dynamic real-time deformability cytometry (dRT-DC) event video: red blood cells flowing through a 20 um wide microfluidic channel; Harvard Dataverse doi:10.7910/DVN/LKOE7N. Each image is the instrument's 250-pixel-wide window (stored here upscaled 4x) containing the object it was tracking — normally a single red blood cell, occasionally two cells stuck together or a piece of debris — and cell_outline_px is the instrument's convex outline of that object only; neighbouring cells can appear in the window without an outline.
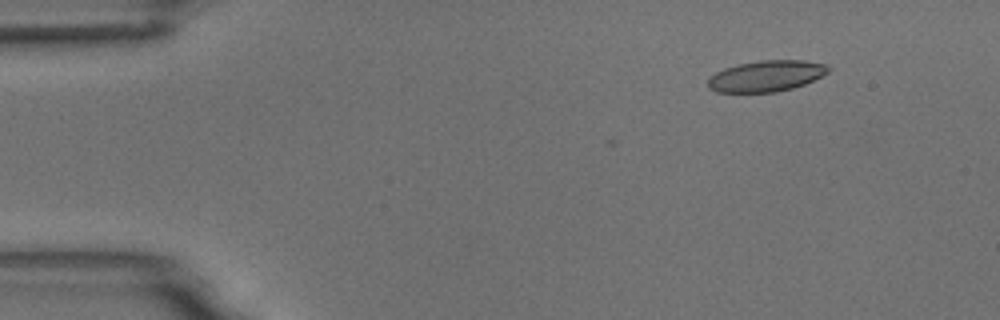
{"species": "common noctule bat (a hibernating species)", "species_latin": "Nyctalus noctula", "temperature_condition": "room temperature", "stored_images_in_passage": 5, "camera_frame_rate_fps": 3000, "um_per_image_px": 0.085, "animal": {"sex": "male", "body_mass_g": 18.8}, "frame": {"image": 1, "passage_image": 2, "time_ms": 2.0, "image_size_px": [1000, 320], "cell_outline_px": [[832, 68], [828, 72], [804, 84], [792, 88], [776, 92], [716, 92], [708, 88], [708, 76], [724, 68], [736, 64], [760, 60], [804, 60], [828, 64]], "centroid_in_image_um": [65.11, 6.45], "position_along_channel_um": 19.9, "area_um2": 21.96}}
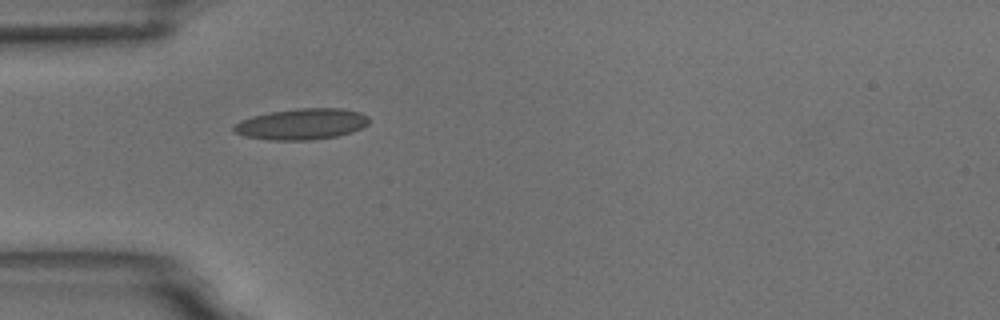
{"frame": {"image": 2, "passage_image": 5, "time_ms": 5.333, "image_size_px": [1000, 320], "cell_outline_px": [[368, 124], [352, 132], [336, 136], [312, 140], [268, 140], [244, 136], [232, 132], [232, 124], [240, 120], [252, 116], [272, 112], [300, 108], [344, 108], [360, 112], [368, 116]], "centroid_in_image_um": [25.6, 10.55], "position_along_channel_um": 59.4, "area_um2": 24.62}}